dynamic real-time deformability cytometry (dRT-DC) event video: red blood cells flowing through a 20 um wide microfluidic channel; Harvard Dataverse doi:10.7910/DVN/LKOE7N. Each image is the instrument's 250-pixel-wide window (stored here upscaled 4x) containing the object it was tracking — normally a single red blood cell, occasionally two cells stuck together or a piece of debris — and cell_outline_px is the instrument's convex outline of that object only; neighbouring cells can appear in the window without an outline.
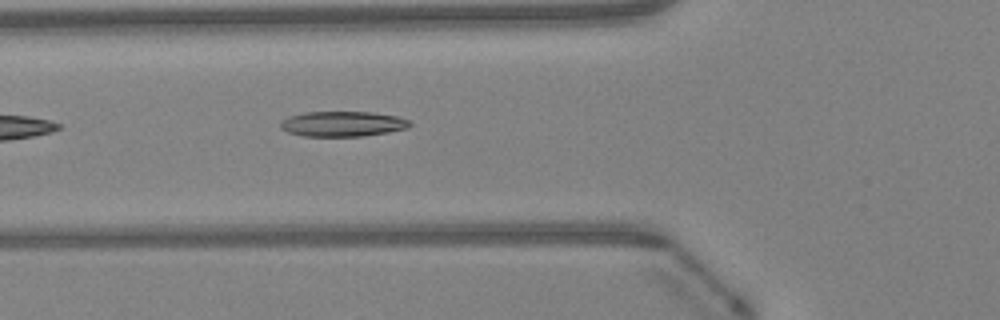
{"species": "Egyptian fruit bat (a non-hibernating species)", "species_latin": "Rousettus aegyptiacus", "temperature_condition": "warm", "stored_images_in_passage": 22, "camera_frame_rate_fps": 3000, "um_per_image_px": 0.085, "animal": {"sex": "female"}, "frame": {"image": 1, "passage_image": 4, "time_ms": 1.0, "image_size_px": [1000, 320], "cell_outline_px": [[412, 124], [408, 128], [388, 132], [360, 136], [304, 136], [288, 132], [280, 128], [280, 120], [288, 116], [304, 112], [372, 112], [396, 116], [408, 120]], "centroid_in_image_um": [29.08, 10.52], "position_along_channel_um": 96.7, "area_um2": 19.02}}
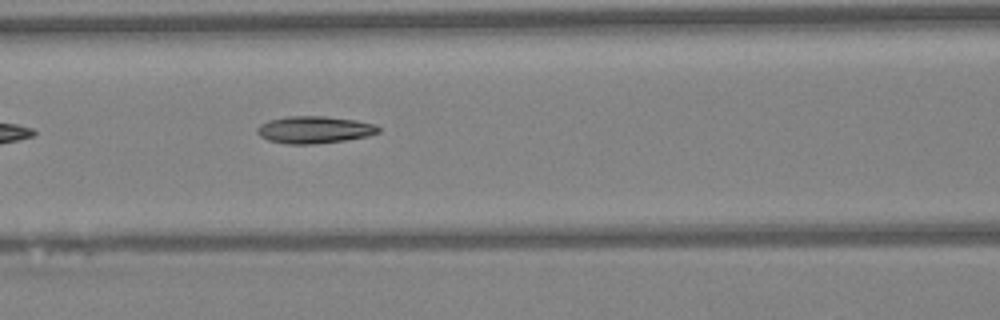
{"frame": {"image": 2, "passage_image": 7, "time_ms": 2.0, "image_size_px": [1000, 320], "cell_outline_px": [[380, 132], [368, 136], [344, 140], [312, 144], [288, 144], [268, 140], [260, 136], [256, 132], [256, 128], [260, 124], [268, 120], [288, 116], [324, 116], [356, 120], [376, 124], [380, 128]], "centroid_in_image_um": [26.71, 11.02], "position_along_channel_um": 139.9, "area_um2": 19.25}}
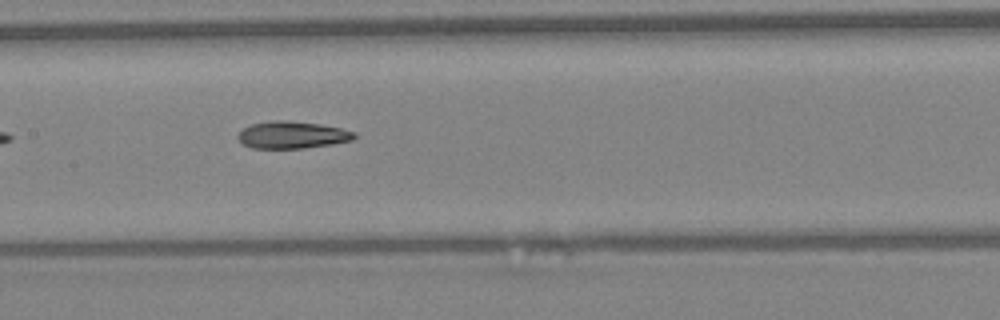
{"frame": {"image": 3, "passage_image": 10, "time_ms": 3.0, "image_size_px": [1000, 320], "cell_outline_px": [[356, 136], [352, 140], [332, 144], [304, 148], [252, 148], [244, 144], [236, 136], [244, 128], [252, 124], [272, 120], [284, 120], [320, 124], [340, 128], [356, 132]], "centroid_in_image_um": [24.85, 11.46], "position_along_channel_um": 182.6, "area_um2": 18.26}}